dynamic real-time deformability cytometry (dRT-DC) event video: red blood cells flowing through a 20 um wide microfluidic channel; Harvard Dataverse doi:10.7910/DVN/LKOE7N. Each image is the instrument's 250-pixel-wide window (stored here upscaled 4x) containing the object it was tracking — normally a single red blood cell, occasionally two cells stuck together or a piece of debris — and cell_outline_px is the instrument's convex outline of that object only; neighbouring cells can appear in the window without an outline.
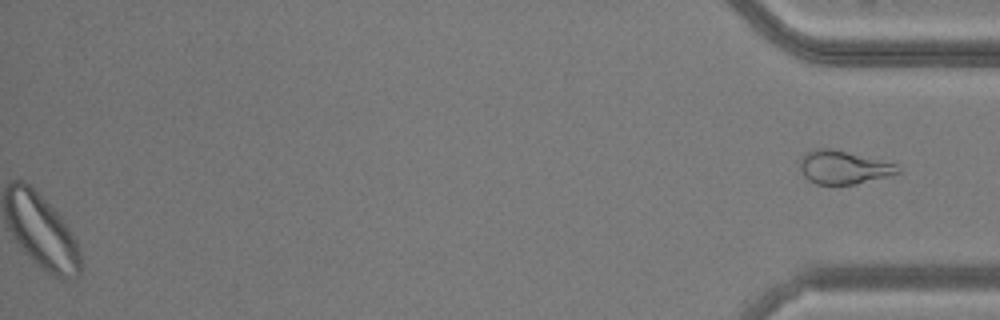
{"species": "common noctule bat (a hibernating species)", "species_latin": "Nyctalus noctula", "temperature_condition": "warm", "stored_images_in_passage": 41, "camera_frame_rate_fps": 3000, "um_per_image_px": 0.085, "animal": {"sex": "male", "body_mass_g": 20.5, "forearm_length_mm": 52.5}, "frame": {"image": 1, "passage_image": 41, "time_ms": 13.333, "image_size_px": [1000, 320], "cell_outline_px": [[900, 172], [856, 184], [816, 184], [808, 180], [804, 176], [796, 160], [804, 152], [812, 148], [828, 148], [896, 164], [900, 168]], "centroid_in_image_um": [71.57, 14.21], "position_along_channel_um": 363.6, "area_um2": 18.9}}